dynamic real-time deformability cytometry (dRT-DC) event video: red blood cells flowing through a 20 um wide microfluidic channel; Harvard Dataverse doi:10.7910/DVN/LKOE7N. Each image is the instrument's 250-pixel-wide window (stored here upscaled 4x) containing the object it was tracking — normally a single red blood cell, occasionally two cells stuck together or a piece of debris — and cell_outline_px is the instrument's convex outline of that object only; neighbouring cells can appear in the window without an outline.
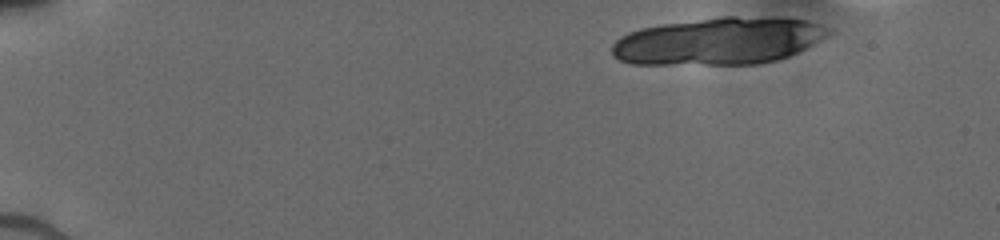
{"species": "human", "species_latin": "Homo sapiens", "temperature_condition": "cold", "stored_images_in_passage": 21, "camera_frame_rate_fps": 3000, "um_per_image_px": 0.085, "donor": {"sex": "male"}, "frame": {"image": 1, "passage_image": 1, "time_ms": 0.0, "image_size_px": [1000, 240], "cell_outline_px": [[836, 32], [788, 56], [776, 60], [760, 64], [632, 64], [620, 60], [612, 56], [612, 44], [620, 36], [628, 32], [640, 28], [660, 24], [720, 16], [736, 16], [804, 20], [832, 28]], "centroid_in_image_um": [61.06, 3.49], "position_along_channel_um": 23.9, "area_um2": 59.65}}
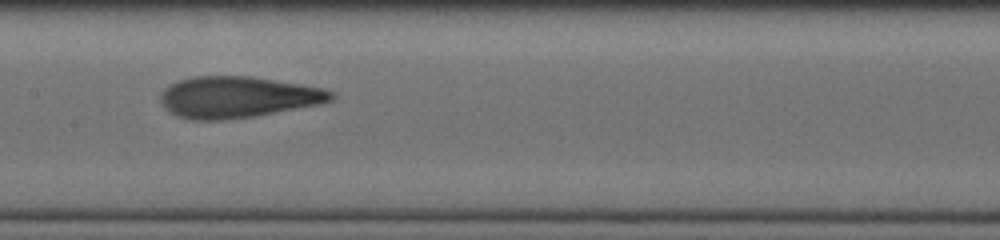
{"frame": {"image": 2, "passage_image": 14, "time_ms": 7.333, "image_size_px": [1000, 240], "cell_outline_px": [[336, 96], [332, 100], [320, 104], [256, 116], [220, 120], [188, 120], [176, 116], [168, 112], [164, 108], [160, 100], [160, 92], [168, 84], [192, 76], [248, 76], [300, 84], [324, 88], [336, 92]], "centroid_in_image_um": [20.17, 8.26], "position_along_channel_um": 187.2, "area_um2": 41.5}}
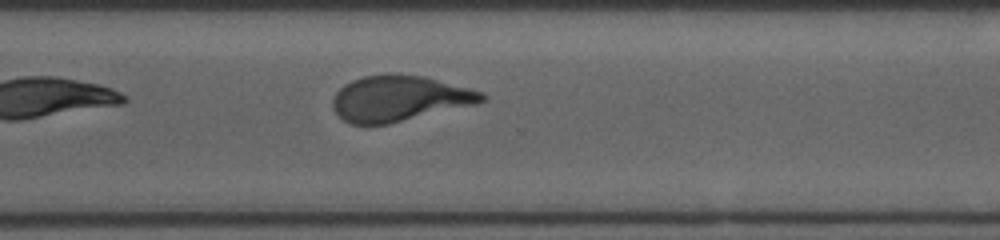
{"frame": {"image": 3, "passage_image": 21, "time_ms": 11.0, "image_size_px": [1000, 240], "cell_outline_px": [[488, 96], [484, 100], [476, 104], [388, 124], [352, 124], [344, 120], [332, 108], [332, 100], [336, 92], [344, 84], [352, 80], [364, 76], [388, 72], [400, 72], [424, 76], [484, 92]], "centroid_in_image_um": [33.94, 8.34], "position_along_channel_um": 336.7, "area_um2": 40.0}}